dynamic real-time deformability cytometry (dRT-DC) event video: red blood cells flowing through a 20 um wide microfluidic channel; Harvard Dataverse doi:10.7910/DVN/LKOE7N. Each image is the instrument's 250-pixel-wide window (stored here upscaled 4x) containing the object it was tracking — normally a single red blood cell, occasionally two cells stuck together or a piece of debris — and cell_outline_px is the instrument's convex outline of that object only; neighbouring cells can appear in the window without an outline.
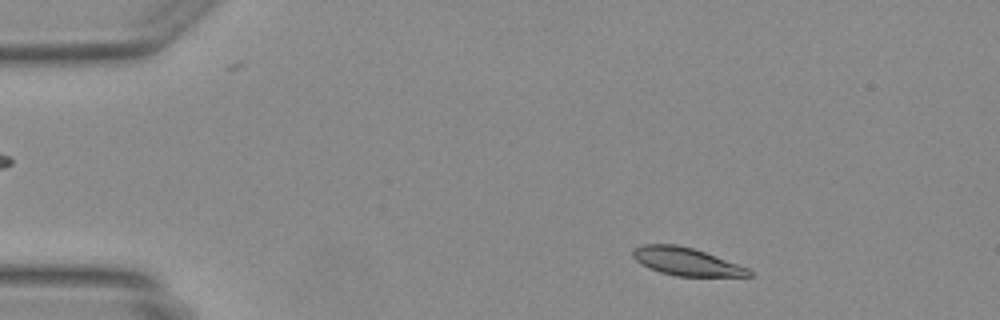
{"species": "Egyptian fruit bat (a non-hibernating species)", "species_latin": "Rousettus aegyptiacus", "temperature_condition": "warm", "stored_images_in_passage": 44, "camera_frame_rate_fps": 3000, "um_per_image_px": 0.085, "animal": {"sex": "female"}, "frame": {"image": 1, "passage_image": 4, "time_ms": 1.0, "image_size_px": [1000, 320], "cell_outline_px": [[752, 276], [676, 276], [660, 272], [648, 268], [640, 264], [632, 256], [632, 248], [644, 244], [676, 244], [692, 248], [704, 252], [748, 268], [752, 272]], "centroid_in_image_um": [58.27, 22.23], "position_along_channel_um": 26.7, "area_um2": 18.73}}
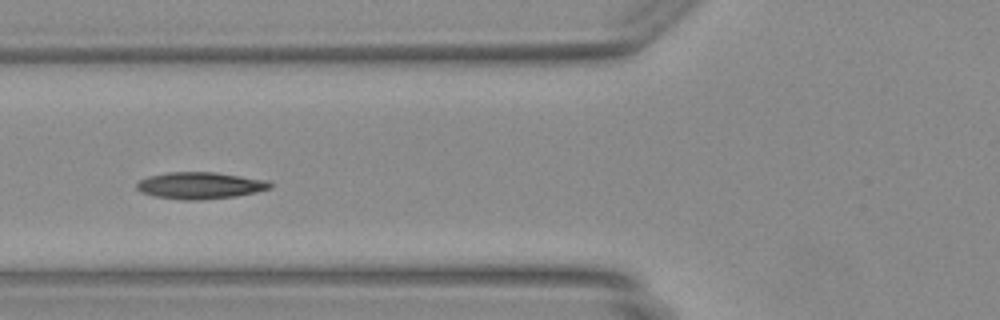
{"frame": {"image": 2, "passage_image": 15, "time_ms": 4.667, "image_size_px": [1000, 320], "cell_outline_px": [[272, 188], [256, 192], [236, 196], [200, 200], [184, 200], [152, 196], [140, 192], [136, 188], [136, 184], [140, 180], [148, 176], [168, 172], [216, 172], [268, 180], [272, 184]], "centroid_in_image_um": [17.0, 15.77], "position_along_channel_um": 108.8, "area_um2": 20.98}}
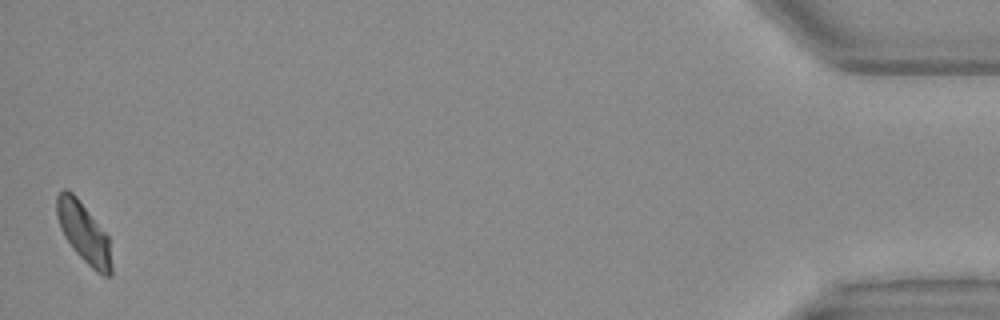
{"frame": {"image": 3, "passage_image": 44, "time_ms": 14.333, "image_size_px": [1000, 320], "cell_outline_px": [[112, 276], [104, 276], [96, 272], [72, 248], [64, 236], [60, 228], [56, 216], [56, 196], [64, 188], [68, 188], [76, 196], [108, 236], [112, 264]], "centroid_in_image_um": [7.11, 19.78], "position_along_channel_um": 428.1, "area_um2": 19.19}}